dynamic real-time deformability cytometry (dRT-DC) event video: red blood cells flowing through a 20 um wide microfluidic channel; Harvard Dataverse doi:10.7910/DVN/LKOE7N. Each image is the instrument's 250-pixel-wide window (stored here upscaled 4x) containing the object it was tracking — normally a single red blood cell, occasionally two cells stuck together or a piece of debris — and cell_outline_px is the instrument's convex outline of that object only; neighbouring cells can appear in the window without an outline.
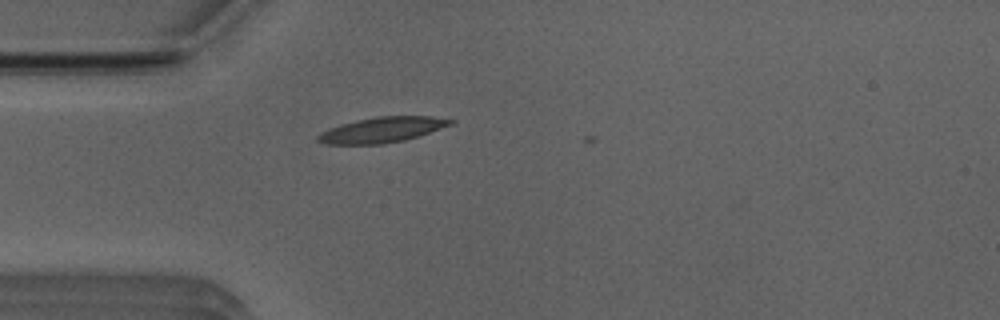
{"species": "Egyptian fruit bat (a non-hibernating species)", "species_latin": "Rousettus aegyptiacus", "temperature_condition": "room temperature", "stored_images_in_passage": 3, "camera_frame_rate_fps": 3000, "um_per_image_px": 0.085, "animal": {"sex": "male"}, "frame": {"image": 1, "passage_image": 1, "time_ms": 0.0, "image_size_px": [1000, 320], "cell_outline_px": [[456, 120], [452, 124], [404, 140], [384, 144], [328, 144], [316, 140], [316, 136], [328, 128], [340, 124], [356, 120], [376, 116], [432, 116]], "centroid_in_image_um": [32.44, 11.02], "position_along_channel_um": 52.6, "area_um2": 19.48}}